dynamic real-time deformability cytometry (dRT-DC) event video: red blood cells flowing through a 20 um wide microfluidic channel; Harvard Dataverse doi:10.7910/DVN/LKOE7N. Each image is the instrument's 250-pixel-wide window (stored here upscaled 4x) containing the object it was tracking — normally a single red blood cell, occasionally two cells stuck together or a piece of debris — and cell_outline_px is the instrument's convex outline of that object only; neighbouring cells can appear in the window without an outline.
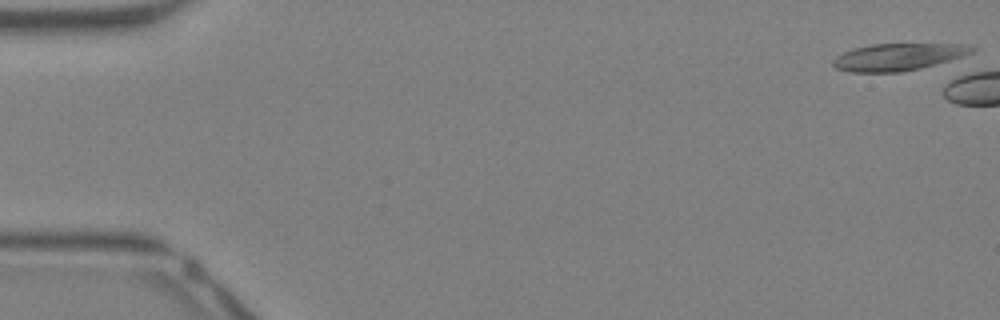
{"species": "Egyptian fruit bat (a non-hibernating species)", "species_latin": "Rousettus aegyptiacus", "temperature_condition": "warm", "stored_images_in_passage": 1, "camera_frame_rate_fps": 3000, "um_per_image_px": 0.085, "animal": {"sex": "female"}, "frame": {"image": 1, "passage_image": 1, "time_ms": 0.0, "image_size_px": [1000, 320], "cell_outline_px": [[976, 48], [972, 52], [964, 56], [920, 68], [900, 72], [848, 72], [836, 68], [832, 64], [832, 60], [836, 56], [852, 48], [872, 44], [972, 44]], "centroid_in_image_um": [76.33, 4.83], "position_along_channel_um": 8.7, "area_um2": 21.96}}